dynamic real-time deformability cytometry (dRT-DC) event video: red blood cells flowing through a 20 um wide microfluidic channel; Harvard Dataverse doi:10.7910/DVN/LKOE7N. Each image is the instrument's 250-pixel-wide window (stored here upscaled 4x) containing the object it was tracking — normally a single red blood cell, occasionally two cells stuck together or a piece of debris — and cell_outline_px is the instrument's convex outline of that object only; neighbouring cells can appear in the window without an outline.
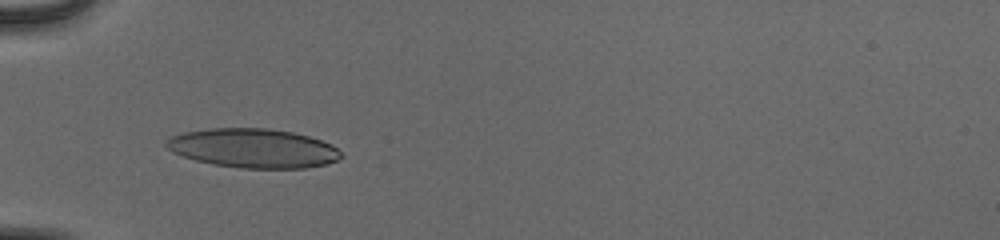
{"species": "human", "species_latin": "Homo sapiens", "temperature_condition": "cold", "stored_images_in_passage": 37, "camera_frame_rate_fps": 3000, "um_per_image_px": 0.085, "donor": {"sex": "male"}, "frame": {"image": 1, "passage_image": 3, "time_ms": 0.667, "image_size_px": [1000, 240], "cell_outline_px": [[344, 156], [336, 160], [324, 164], [304, 168], [240, 168], [212, 164], [196, 160], [172, 152], [164, 144], [172, 136], [184, 132], [208, 128], [268, 128], [292, 132], [308, 136], [332, 144]], "centroid_in_image_um": [21.52, 12.59], "position_along_channel_um": 63.5, "area_um2": 39.71}}
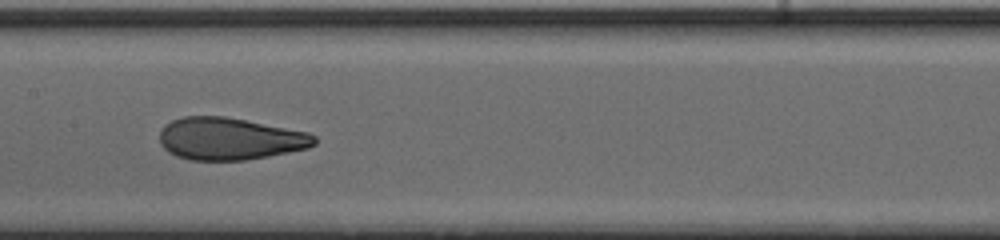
{"frame": {"image": 2, "passage_image": 13, "time_ms": 4.0, "image_size_px": [1000, 240], "cell_outline_px": [[316, 144], [308, 148], [268, 156], [244, 160], [188, 160], [176, 156], [168, 152], [160, 144], [160, 132], [164, 124], [172, 120], [184, 116], [224, 116], [308, 132], [316, 136]], "centroid_in_image_um": [19.5, 11.79], "position_along_channel_um": 187.9, "area_um2": 38.15}}
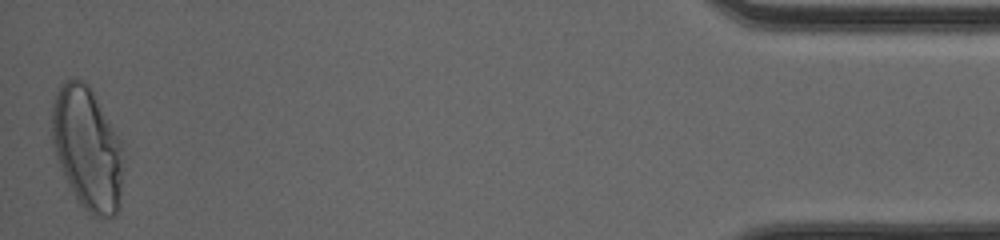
{"frame": {"image": 3, "passage_image": 37, "time_ms": 12.0, "image_size_px": [1000, 240], "cell_outline_px": [[120, 208], [112, 216], [92, 216], [80, 204], [68, 184], [60, 168], [56, 156], [52, 140], [52, 104], [56, 92], [60, 84], [68, 76], [84, 80], [92, 88], [120, 140]], "centroid_in_image_um": [7.37, 12.54], "position_along_channel_um": 427.8, "area_um2": 50.69}, "authors_computed_cell_mechanics": {"area_um2": 38.8994, "velocity_mm_per_s": 3.9598, "shape_relaxation_time_tau1_ms": 6.5229, "shape_relaxation_time_tau2_ms": 0.8809, "deformation_change_tau1": 0.2184, "deformation_change_tau2": 0.076}}